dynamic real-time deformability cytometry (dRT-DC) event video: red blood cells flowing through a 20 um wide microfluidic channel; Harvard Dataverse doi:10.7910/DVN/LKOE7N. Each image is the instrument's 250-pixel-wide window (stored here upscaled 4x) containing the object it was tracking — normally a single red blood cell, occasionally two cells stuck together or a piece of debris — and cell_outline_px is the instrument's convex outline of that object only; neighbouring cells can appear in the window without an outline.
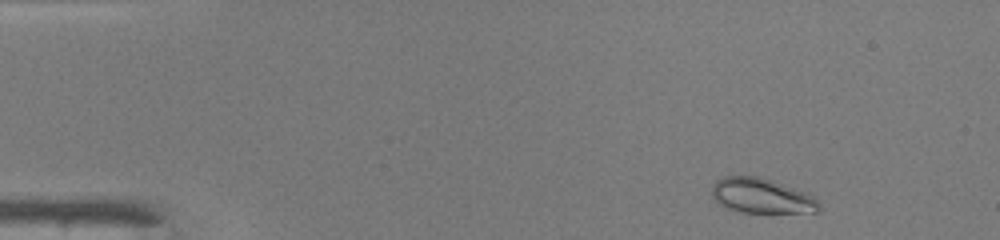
{"species": "common noctule bat (a hibernating species)", "species_latin": "Nyctalus noctula", "temperature_condition": "warm", "stored_images_in_passage": 45, "camera_frame_rate_fps": 3000, "um_per_image_px": 0.085, "animal": {"sex": "male", "body_mass_g": 19.0, "forearm_length_mm": 50.8}, "frame": {"image": 1, "passage_image": 3, "time_ms": 0.667, "image_size_px": [1000, 240], "cell_outline_px": [[820, 212], [740, 212], [724, 208], [716, 204], [712, 196], [712, 184], [716, 180], [724, 176], [760, 176], [808, 192], [816, 196], [820, 204]], "centroid_in_image_um": [64.73, 16.64], "position_along_channel_um": 20.3, "area_um2": 22.37}}
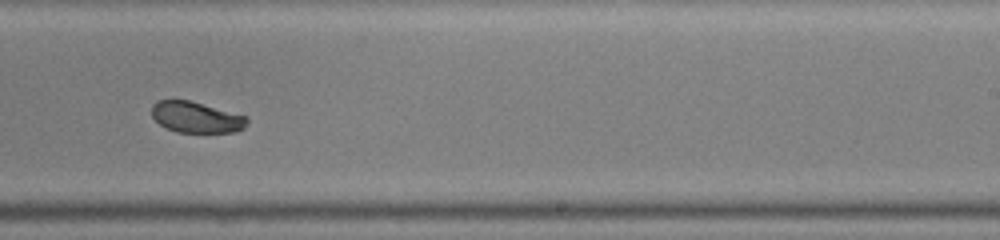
{"frame": {"image": 2, "passage_image": 28, "time_ms": 9.0, "image_size_px": [1000, 240], "cell_outline_px": [[248, 120], [244, 128], [236, 132], [176, 132], [160, 124], [152, 116], [152, 104], [160, 100], [188, 100], [248, 116]], "centroid_in_image_um": [16.7, 9.97], "position_along_channel_um": 272.3, "area_um2": 17.11}}
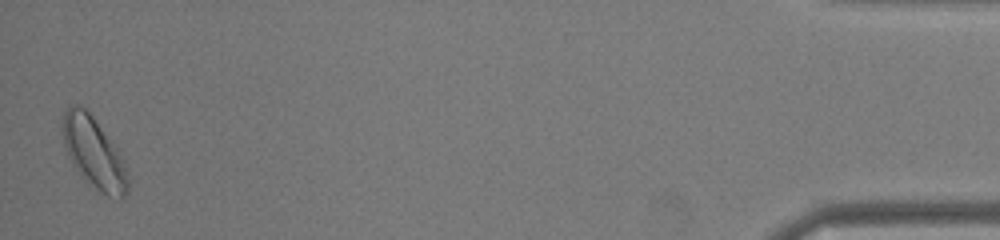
{"frame": {"image": 3, "passage_image": 45, "time_ms": 14.667, "image_size_px": [1000, 240], "cell_outline_px": [[128, 192], [120, 200], [96, 192], [80, 176], [68, 156], [64, 144], [64, 112], [72, 104], [80, 104], [92, 116], [116, 144], [120, 152], [128, 176]], "centroid_in_image_um": [8.02, 13.05], "position_along_channel_um": 427.2, "area_um2": 27.22}, "authors_computed_cell_mechanics": {"area_um2": 19.941, "velocity_mm_per_s": 4.2194, "shape_relaxation_time_tau1_ms": 2.2772, "shape_relaxation_time_tau2_ms": null, "deformation_change_tau1": 0.0941, "deformation_change_tau2": null}}